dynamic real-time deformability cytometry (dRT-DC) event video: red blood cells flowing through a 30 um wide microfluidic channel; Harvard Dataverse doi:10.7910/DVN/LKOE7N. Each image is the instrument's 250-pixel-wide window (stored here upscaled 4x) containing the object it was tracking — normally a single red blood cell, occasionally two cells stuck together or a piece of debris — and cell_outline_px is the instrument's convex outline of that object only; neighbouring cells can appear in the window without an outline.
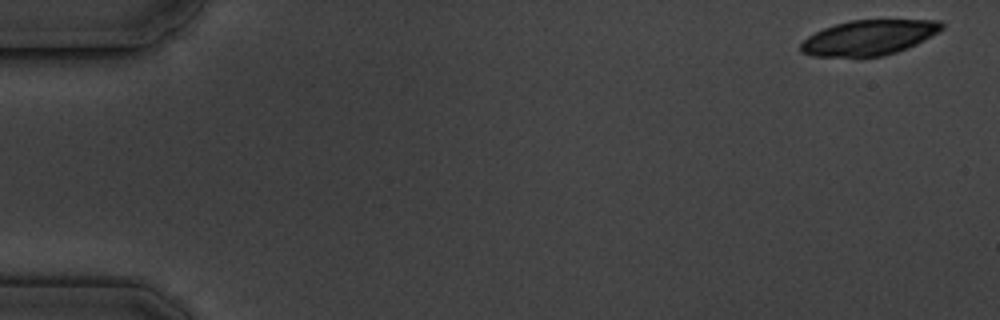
{"species": "common noctule bat (a hibernating species)", "species_latin": "Nyctalus noctula", "temperature_condition": "cold", "stored_images_in_passage": 10, "camera_frame_rate_fps": 3000, "um_per_image_px": 0.085, "animal": {"sex": "male", "body_mass_g": 19.5, "forearm_length_mm": 54.6}, "frame": {"image": 1, "passage_image": 1, "time_ms": 0.0, "image_size_px": [1000, 320], "cell_outline_px": [[944, 28], [924, 40], [908, 48], [884, 56], [812, 56], [800, 52], [800, 44], [808, 36], [824, 28], [848, 20], [940, 20], [944, 24]], "centroid_in_image_um": [73.86, 3.19], "position_along_channel_um": 11.1, "area_um2": 28.73}}
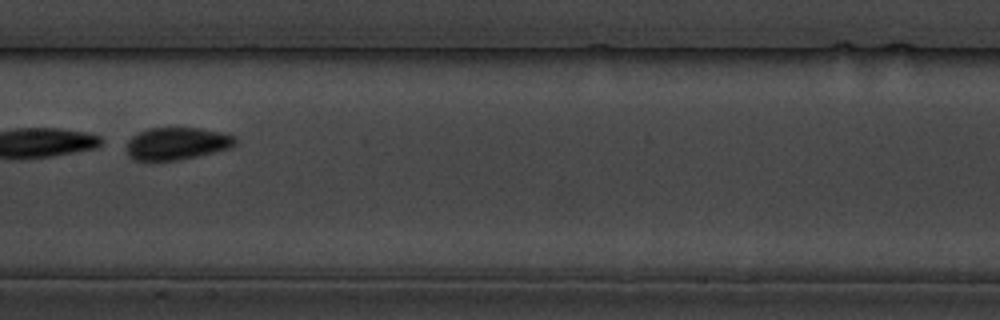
{"frame": {"image": 2, "passage_image": 9, "time_ms": 9.333, "image_size_px": [1000, 320], "cell_outline_px": [[236, 144], [232, 148], [180, 160], [132, 160], [128, 156], [124, 148], [128, 140], [132, 136], [148, 128], [200, 128], [224, 132], [236, 136]], "centroid_in_image_um": [15.04, 12.2], "position_along_channel_um": 192.4, "area_um2": 20.87}}